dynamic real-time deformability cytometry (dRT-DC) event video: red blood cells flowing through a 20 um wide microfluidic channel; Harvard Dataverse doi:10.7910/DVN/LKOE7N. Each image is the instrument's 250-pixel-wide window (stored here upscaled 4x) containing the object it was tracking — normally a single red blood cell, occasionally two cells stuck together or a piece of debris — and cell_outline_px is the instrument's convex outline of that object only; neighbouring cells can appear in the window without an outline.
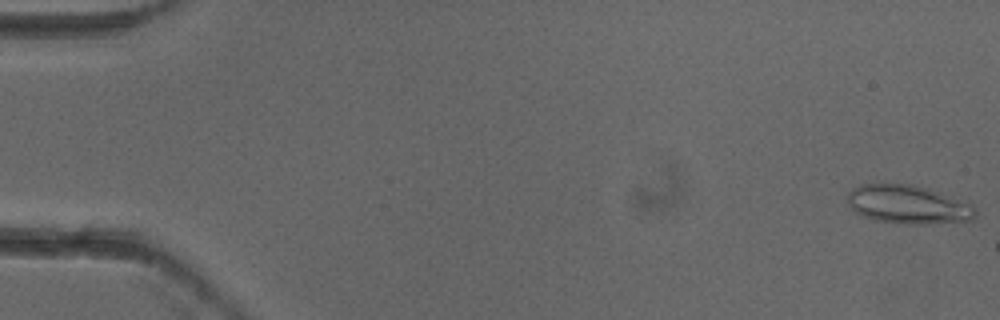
{"species": "common noctule bat (a hibernating species)", "species_latin": "Nyctalus noctula", "temperature_condition": "cold", "stored_images_in_passage": 4, "camera_frame_rate_fps": 3000, "um_per_image_px": 0.085, "animal": {"sex": "female"}, "frame": {"image": 1, "passage_image": 1, "time_ms": 0.0, "image_size_px": [1000, 320], "cell_outline_px": [[976, 216], [972, 220], [928, 224], [904, 224], [876, 220], [860, 216], [852, 208], [848, 200], [848, 192], [852, 188], [860, 184], [908, 184], [928, 188], [968, 204], [976, 212]], "centroid_in_image_um": [77.13, 17.39], "position_along_channel_um": 7.9, "area_um2": 28.38}}